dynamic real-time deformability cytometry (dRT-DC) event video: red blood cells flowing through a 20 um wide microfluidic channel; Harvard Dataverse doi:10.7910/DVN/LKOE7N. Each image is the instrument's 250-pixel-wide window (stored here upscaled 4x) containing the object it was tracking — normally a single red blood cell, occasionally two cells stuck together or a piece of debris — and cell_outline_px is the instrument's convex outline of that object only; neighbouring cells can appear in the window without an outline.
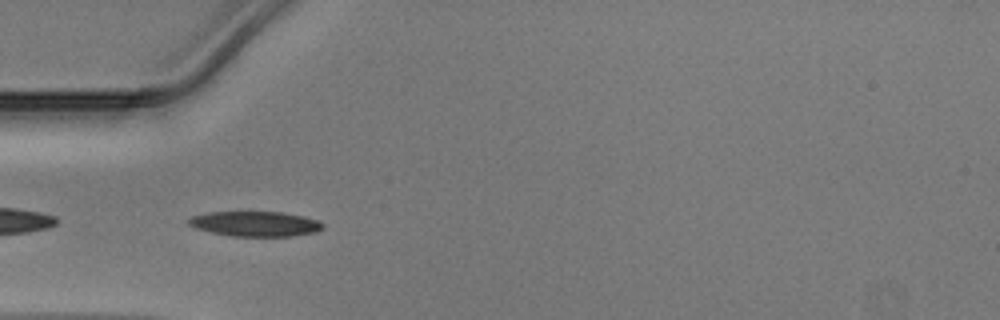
{"species": "Egyptian fruit bat (a non-hibernating species)", "species_latin": "Rousettus aegyptiacus", "temperature_condition": "warm", "stored_images_in_passage": 35, "camera_frame_rate_fps": 3000, "um_per_image_px": 0.085, "animal": {"sex": "male"}, "frame": {"image": 1, "passage_image": 2, "time_ms": 0.333, "image_size_px": [1000, 320], "cell_outline_px": [[324, 228], [316, 232], [292, 236], [232, 236], [212, 232], [196, 228], [188, 224], [188, 220], [192, 216], [208, 212], [280, 212], [300, 216], [316, 220], [324, 224]], "centroid_in_image_um": [21.69, 19.03], "position_along_channel_um": 63.3, "area_um2": 19.36}}
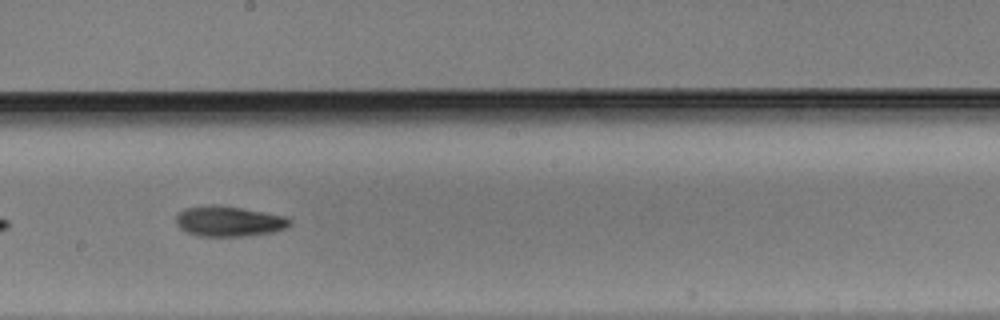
{"frame": {"image": 2, "passage_image": 14, "time_ms": 4.333, "image_size_px": [1000, 320], "cell_outline_px": [[292, 220], [284, 228], [272, 232], [244, 236], [200, 236], [188, 232], [180, 228], [176, 224], [176, 216], [184, 208], [208, 204], [216, 204], [288, 216]], "centroid_in_image_um": [19.43, 18.79], "position_along_channel_um": 228.8, "area_um2": 20.06}}
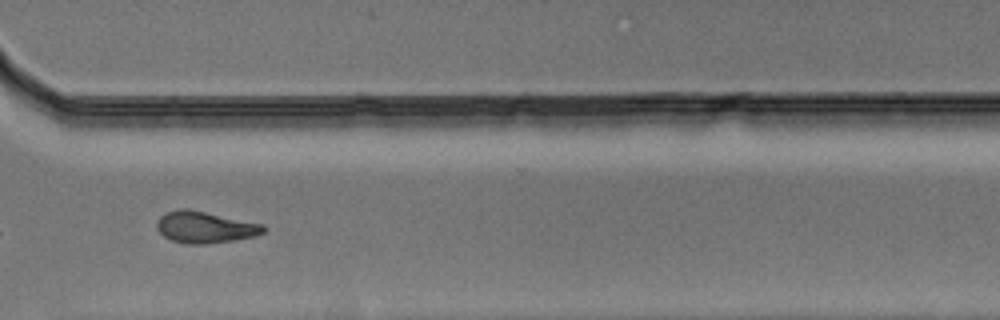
{"frame": {"image": 3, "passage_image": 23, "time_ms": 7.333, "image_size_px": [1000, 320], "cell_outline_px": [[264, 232], [252, 236], [232, 240], [204, 244], [184, 244], [172, 240], [164, 236], [156, 228], [156, 220], [160, 216], [168, 212], [180, 208], [184, 208], [264, 224]], "centroid_in_image_um": [17.37, 19.31], "position_along_channel_um": 353.2, "area_um2": 19.31}}